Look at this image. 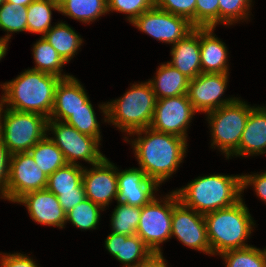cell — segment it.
Instances as JSON below:
<instances>
[{"label":"cell","instance_id":"1","mask_svg":"<svg viewBox=\"0 0 266 267\" xmlns=\"http://www.w3.org/2000/svg\"><path fill=\"white\" fill-rule=\"evenodd\" d=\"M123 140L131 145L138 168L159 186L176 174L188 151L186 139L151 127L132 132Z\"/></svg>","mask_w":266,"mask_h":267},{"label":"cell","instance_id":"2","mask_svg":"<svg viewBox=\"0 0 266 267\" xmlns=\"http://www.w3.org/2000/svg\"><path fill=\"white\" fill-rule=\"evenodd\" d=\"M60 80L53 74L25 69L14 79L0 84V103L8 109L38 113L49 119Z\"/></svg>","mask_w":266,"mask_h":267},{"label":"cell","instance_id":"3","mask_svg":"<svg viewBox=\"0 0 266 267\" xmlns=\"http://www.w3.org/2000/svg\"><path fill=\"white\" fill-rule=\"evenodd\" d=\"M156 96L149 81L130 84L125 93L113 100L98 104L103 123L112 124L126 138L132 132L150 127Z\"/></svg>","mask_w":266,"mask_h":267},{"label":"cell","instance_id":"4","mask_svg":"<svg viewBox=\"0 0 266 267\" xmlns=\"http://www.w3.org/2000/svg\"><path fill=\"white\" fill-rule=\"evenodd\" d=\"M175 192L179 200L197 213L207 214L228 208L243 198L242 174L198 176Z\"/></svg>","mask_w":266,"mask_h":267},{"label":"cell","instance_id":"5","mask_svg":"<svg viewBox=\"0 0 266 267\" xmlns=\"http://www.w3.org/2000/svg\"><path fill=\"white\" fill-rule=\"evenodd\" d=\"M211 256L251 246L256 221L242 198L236 204L204 215Z\"/></svg>","mask_w":266,"mask_h":267},{"label":"cell","instance_id":"6","mask_svg":"<svg viewBox=\"0 0 266 267\" xmlns=\"http://www.w3.org/2000/svg\"><path fill=\"white\" fill-rule=\"evenodd\" d=\"M254 107L238 97L233 103L205 114L210 130L211 148L228 159L238 148L251 109Z\"/></svg>","mask_w":266,"mask_h":267},{"label":"cell","instance_id":"7","mask_svg":"<svg viewBox=\"0 0 266 267\" xmlns=\"http://www.w3.org/2000/svg\"><path fill=\"white\" fill-rule=\"evenodd\" d=\"M1 140L9 153L29 152L47 135L48 118L33 112L8 109L0 103Z\"/></svg>","mask_w":266,"mask_h":267},{"label":"cell","instance_id":"8","mask_svg":"<svg viewBox=\"0 0 266 267\" xmlns=\"http://www.w3.org/2000/svg\"><path fill=\"white\" fill-rule=\"evenodd\" d=\"M178 201L177 193L172 190L163 196L158 194L141 207L136 234L152 252L161 253V245L171 239L173 207Z\"/></svg>","mask_w":266,"mask_h":267},{"label":"cell","instance_id":"9","mask_svg":"<svg viewBox=\"0 0 266 267\" xmlns=\"http://www.w3.org/2000/svg\"><path fill=\"white\" fill-rule=\"evenodd\" d=\"M47 135H51L49 138L62 151L68 164L82 165L78 160H83L91 166L105 157L98 139L82 134L66 122L48 120Z\"/></svg>","mask_w":266,"mask_h":267},{"label":"cell","instance_id":"10","mask_svg":"<svg viewBox=\"0 0 266 267\" xmlns=\"http://www.w3.org/2000/svg\"><path fill=\"white\" fill-rule=\"evenodd\" d=\"M48 176L39 169L30 152L12 154L10 157L9 182L0 199L16 203L27 193L45 189Z\"/></svg>","mask_w":266,"mask_h":267},{"label":"cell","instance_id":"11","mask_svg":"<svg viewBox=\"0 0 266 267\" xmlns=\"http://www.w3.org/2000/svg\"><path fill=\"white\" fill-rule=\"evenodd\" d=\"M131 24L140 32L171 46L195 28L187 18L156 7L143 12Z\"/></svg>","mask_w":266,"mask_h":267},{"label":"cell","instance_id":"12","mask_svg":"<svg viewBox=\"0 0 266 267\" xmlns=\"http://www.w3.org/2000/svg\"><path fill=\"white\" fill-rule=\"evenodd\" d=\"M197 112L187 94L156 100L150 127L156 131L180 136L188 141V129Z\"/></svg>","mask_w":266,"mask_h":267},{"label":"cell","instance_id":"13","mask_svg":"<svg viewBox=\"0 0 266 267\" xmlns=\"http://www.w3.org/2000/svg\"><path fill=\"white\" fill-rule=\"evenodd\" d=\"M230 73H201L189 80L187 96L197 113H208L233 103L238 97H225ZM225 98H224V97Z\"/></svg>","mask_w":266,"mask_h":267},{"label":"cell","instance_id":"14","mask_svg":"<svg viewBox=\"0 0 266 267\" xmlns=\"http://www.w3.org/2000/svg\"><path fill=\"white\" fill-rule=\"evenodd\" d=\"M186 248L211 255L210 243L203 214L185 206L180 200L174 205L171 222V238Z\"/></svg>","mask_w":266,"mask_h":267},{"label":"cell","instance_id":"15","mask_svg":"<svg viewBox=\"0 0 266 267\" xmlns=\"http://www.w3.org/2000/svg\"><path fill=\"white\" fill-rule=\"evenodd\" d=\"M91 167V168H90ZM84 166L82 183L85 196L105 211L118 197V167L105 156L100 162Z\"/></svg>","mask_w":266,"mask_h":267},{"label":"cell","instance_id":"16","mask_svg":"<svg viewBox=\"0 0 266 267\" xmlns=\"http://www.w3.org/2000/svg\"><path fill=\"white\" fill-rule=\"evenodd\" d=\"M117 181V202L143 207L159 194L157 191L160 186L149 179L140 168L130 167L121 170L118 167Z\"/></svg>","mask_w":266,"mask_h":267},{"label":"cell","instance_id":"17","mask_svg":"<svg viewBox=\"0 0 266 267\" xmlns=\"http://www.w3.org/2000/svg\"><path fill=\"white\" fill-rule=\"evenodd\" d=\"M16 203L26 207L29 217L37 224L59 229L66 226V212L57 196L47 188L27 193Z\"/></svg>","mask_w":266,"mask_h":267},{"label":"cell","instance_id":"18","mask_svg":"<svg viewBox=\"0 0 266 267\" xmlns=\"http://www.w3.org/2000/svg\"><path fill=\"white\" fill-rule=\"evenodd\" d=\"M81 108H93L81 81L73 75L61 79L55 90L52 113L48 120L65 122L73 112Z\"/></svg>","mask_w":266,"mask_h":267},{"label":"cell","instance_id":"19","mask_svg":"<svg viewBox=\"0 0 266 267\" xmlns=\"http://www.w3.org/2000/svg\"><path fill=\"white\" fill-rule=\"evenodd\" d=\"M266 154V106L254 105L245 124L239 148L232 157H254Z\"/></svg>","mask_w":266,"mask_h":267},{"label":"cell","instance_id":"20","mask_svg":"<svg viewBox=\"0 0 266 267\" xmlns=\"http://www.w3.org/2000/svg\"><path fill=\"white\" fill-rule=\"evenodd\" d=\"M171 60L167 61L189 80L202 73L200 59V28H194L189 34L170 47Z\"/></svg>","mask_w":266,"mask_h":267},{"label":"cell","instance_id":"21","mask_svg":"<svg viewBox=\"0 0 266 267\" xmlns=\"http://www.w3.org/2000/svg\"><path fill=\"white\" fill-rule=\"evenodd\" d=\"M104 243L107 252L123 264L122 267H136L152 253L137 234L128 236L111 232Z\"/></svg>","mask_w":266,"mask_h":267},{"label":"cell","instance_id":"22","mask_svg":"<svg viewBox=\"0 0 266 267\" xmlns=\"http://www.w3.org/2000/svg\"><path fill=\"white\" fill-rule=\"evenodd\" d=\"M215 28H200L202 73H229L228 47L214 33Z\"/></svg>","mask_w":266,"mask_h":267},{"label":"cell","instance_id":"23","mask_svg":"<svg viewBox=\"0 0 266 267\" xmlns=\"http://www.w3.org/2000/svg\"><path fill=\"white\" fill-rule=\"evenodd\" d=\"M154 75L148 81L156 99L187 94L189 79L168 62L161 63Z\"/></svg>","mask_w":266,"mask_h":267},{"label":"cell","instance_id":"24","mask_svg":"<svg viewBox=\"0 0 266 267\" xmlns=\"http://www.w3.org/2000/svg\"><path fill=\"white\" fill-rule=\"evenodd\" d=\"M54 24L43 37L52 45L66 64L70 63L83 46L84 39L65 21L61 20Z\"/></svg>","mask_w":266,"mask_h":267},{"label":"cell","instance_id":"25","mask_svg":"<svg viewBox=\"0 0 266 267\" xmlns=\"http://www.w3.org/2000/svg\"><path fill=\"white\" fill-rule=\"evenodd\" d=\"M59 13L86 25L108 14L107 0H56Z\"/></svg>","mask_w":266,"mask_h":267},{"label":"cell","instance_id":"26","mask_svg":"<svg viewBox=\"0 0 266 267\" xmlns=\"http://www.w3.org/2000/svg\"><path fill=\"white\" fill-rule=\"evenodd\" d=\"M32 46L31 51L35 66L30 69L53 74L61 79L72 76L70 73L65 74L63 67L65 68L66 63L43 36H40Z\"/></svg>","mask_w":266,"mask_h":267},{"label":"cell","instance_id":"27","mask_svg":"<svg viewBox=\"0 0 266 267\" xmlns=\"http://www.w3.org/2000/svg\"><path fill=\"white\" fill-rule=\"evenodd\" d=\"M29 152L39 169L48 177L57 169L68 164L62 151L48 135L31 148Z\"/></svg>","mask_w":266,"mask_h":267},{"label":"cell","instance_id":"28","mask_svg":"<svg viewBox=\"0 0 266 267\" xmlns=\"http://www.w3.org/2000/svg\"><path fill=\"white\" fill-rule=\"evenodd\" d=\"M52 11L59 13L56 0H34L27 6V32L41 37L52 27Z\"/></svg>","mask_w":266,"mask_h":267},{"label":"cell","instance_id":"29","mask_svg":"<svg viewBox=\"0 0 266 267\" xmlns=\"http://www.w3.org/2000/svg\"><path fill=\"white\" fill-rule=\"evenodd\" d=\"M83 165L67 164L57 169L48 177L47 189L55 195H61V192L85 191L82 176Z\"/></svg>","mask_w":266,"mask_h":267},{"label":"cell","instance_id":"30","mask_svg":"<svg viewBox=\"0 0 266 267\" xmlns=\"http://www.w3.org/2000/svg\"><path fill=\"white\" fill-rule=\"evenodd\" d=\"M105 211L99 205L85 198L66 213V224L71 223L81 231L96 230L101 221V212Z\"/></svg>","mask_w":266,"mask_h":267},{"label":"cell","instance_id":"31","mask_svg":"<svg viewBox=\"0 0 266 267\" xmlns=\"http://www.w3.org/2000/svg\"><path fill=\"white\" fill-rule=\"evenodd\" d=\"M0 30L7 32L2 36L7 41L14 33L27 32V6L5 1L0 6Z\"/></svg>","mask_w":266,"mask_h":267},{"label":"cell","instance_id":"32","mask_svg":"<svg viewBox=\"0 0 266 267\" xmlns=\"http://www.w3.org/2000/svg\"><path fill=\"white\" fill-rule=\"evenodd\" d=\"M110 215V228L113 233L135 235L141 215V207L117 202Z\"/></svg>","mask_w":266,"mask_h":267},{"label":"cell","instance_id":"33","mask_svg":"<svg viewBox=\"0 0 266 267\" xmlns=\"http://www.w3.org/2000/svg\"><path fill=\"white\" fill-rule=\"evenodd\" d=\"M225 267H266V246L263 249L251 245L229 250L218 255Z\"/></svg>","mask_w":266,"mask_h":267},{"label":"cell","instance_id":"34","mask_svg":"<svg viewBox=\"0 0 266 267\" xmlns=\"http://www.w3.org/2000/svg\"><path fill=\"white\" fill-rule=\"evenodd\" d=\"M219 25L232 26L251 20L253 0H218ZM250 18V19H249Z\"/></svg>","mask_w":266,"mask_h":267},{"label":"cell","instance_id":"35","mask_svg":"<svg viewBox=\"0 0 266 267\" xmlns=\"http://www.w3.org/2000/svg\"><path fill=\"white\" fill-rule=\"evenodd\" d=\"M65 122L82 134L94 137L100 142L102 141L100 122L97 120L94 108L78 109Z\"/></svg>","mask_w":266,"mask_h":267},{"label":"cell","instance_id":"36","mask_svg":"<svg viewBox=\"0 0 266 267\" xmlns=\"http://www.w3.org/2000/svg\"><path fill=\"white\" fill-rule=\"evenodd\" d=\"M155 7V0H107L108 14L111 12L126 15L130 24L143 12Z\"/></svg>","mask_w":266,"mask_h":267},{"label":"cell","instance_id":"37","mask_svg":"<svg viewBox=\"0 0 266 267\" xmlns=\"http://www.w3.org/2000/svg\"><path fill=\"white\" fill-rule=\"evenodd\" d=\"M219 27V1L196 0L195 27L210 28Z\"/></svg>","mask_w":266,"mask_h":267},{"label":"cell","instance_id":"38","mask_svg":"<svg viewBox=\"0 0 266 267\" xmlns=\"http://www.w3.org/2000/svg\"><path fill=\"white\" fill-rule=\"evenodd\" d=\"M155 7L185 17L195 27L196 0H155Z\"/></svg>","mask_w":266,"mask_h":267},{"label":"cell","instance_id":"39","mask_svg":"<svg viewBox=\"0 0 266 267\" xmlns=\"http://www.w3.org/2000/svg\"><path fill=\"white\" fill-rule=\"evenodd\" d=\"M250 186L253 188L255 195L266 204V171L252 174L242 173V193Z\"/></svg>","mask_w":266,"mask_h":267},{"label":"cell","instance_id":"40","mask_svg":"<svg viewBox=\"0 0 266 267\" xmlns=\"http://www.w3.org/2000/svg\"><path fill=\"white\" fill-rule=\"evenodd\" d=\"M24 252H0V267H40L29 254Z\"/></svg>","mask_w":266,"mask_h":267},{"label":"cell","instance_id":"41","mask_svg":"<svg viewBox=\"0 0 266 267\" xmlns=\"http://www.w3.org/2000/svg\"><path fill=\"white\" fill-rule=\"evenodd\" d=\"M10 157L8 148L0 140V196L6 191L9 182Z\"/></svg>","mask_w":266,"mask_h":267},{"label":"cell","instance_id":"42","mask_svg":"<svg viewBox=\"0 0 266 267\" xmlns=\"http://www.w3.org/2000/svg\"><path fill=\"white\" fill-rule=\"evenodd\" d=\"M56 196L66 213L86 198L85 191L61 192V195Z\"/></svg>","mask_w":266,"mask_h":267},{"label":"cell","instance_id":"43","mask_svg":"<svg viewBox=\"0 0 266 267\" xmlns=\"http://www.w3.org/2000/svg\"><path fill=\"white\" fill-rule=\"evenodd\" d=\"M136 267H169L168 261L163 256V252H152L145 260L140 262Z\"/></svg>","mask_w":266,"mask_h":267},{"label":"cell","instance_id":"44","mask_svg":"<svg viewBox=\"0 0 266 267\" xmlns=\"http://www.w3.org/2000/svg\"><path fill=\"white\" fill-rule=\"evenodd\" d=\"M8 42L7 40L0 37V61L5 58L7 51H8Z\"/></svg>","mask_w":266,"mask_h":267},{"label":"cell","instance_id":"45","mask_svg":"<svg viewBox=\"0 0 266 267\" xmlns=\"http://www.w3.org/2000/svg\"><path fill=\"white\" fill-rule=\"evenodd\" d=\"M33 1L34 0H6V2L19 4V5H22V6H28Z\"/></svg>","mask_w":266,"mask_h":267},{"label":"cell","instance_id":"46","mask_svg":"<svg viewBox=\"0 0 266 267\" xmlns=\"http://www.w3.org/2000/svg\"><path fill=\"white\" fill-rule=\"evenodd\" d=\"M0 140H1V117H0Z\"/></svg>","mask_w":266,"mask_h":267},{"label":"cell","instance_id":"47","mask_svg":"<svg viewBox=\"0 0 266 267\" xmlns=\"http://www.w3.org/2000/svg\"><path fill=\"white\" fill-rule=\"evenodd\" d=\"M6 0H0V6L5 2Z\"/></svg>","mask_w":266,"mask_h":267}]
</instances>
